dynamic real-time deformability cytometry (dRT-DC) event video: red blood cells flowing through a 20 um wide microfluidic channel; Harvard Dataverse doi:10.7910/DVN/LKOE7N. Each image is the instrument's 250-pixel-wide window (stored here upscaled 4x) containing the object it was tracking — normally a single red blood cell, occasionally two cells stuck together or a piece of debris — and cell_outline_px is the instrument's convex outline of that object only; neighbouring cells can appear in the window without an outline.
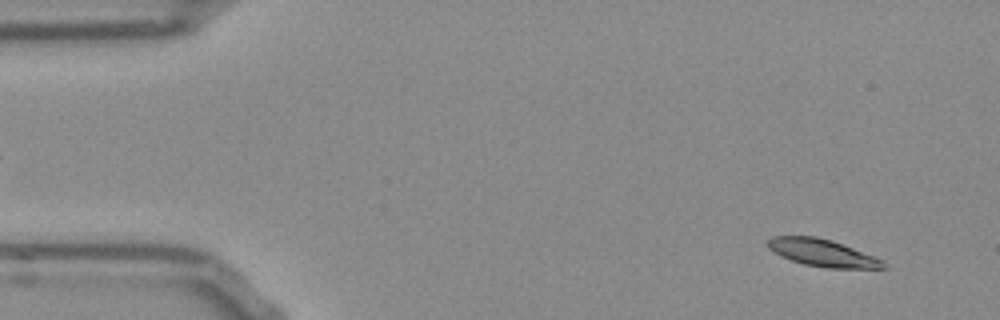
{"species": "Egyptian fruit bat (a non-hibernating species)", "species_latin": "Rousettus aegyptiacus", "temperature_condition": "room temperature", "stored_images_in_passage": 52, "camera_frame_rate_fps": 3000, "um_per_image_px": 0.085, "frame": {"image": 1, "passage_image": 3, "time_ms": 0.667, "image_size_px": [1000, 320], "cell_outline_px": [[888, 268], [828, 268], [804, 264], [780, 256], [768, 248], [764, 244], [764, 240], [772, 236], [816, 236], [832, 240], [884, 260]], "centroid_in_image_um": [69.86, 21.48], "position_along_channel_um": 15.1, "area_um2": 18.5}}
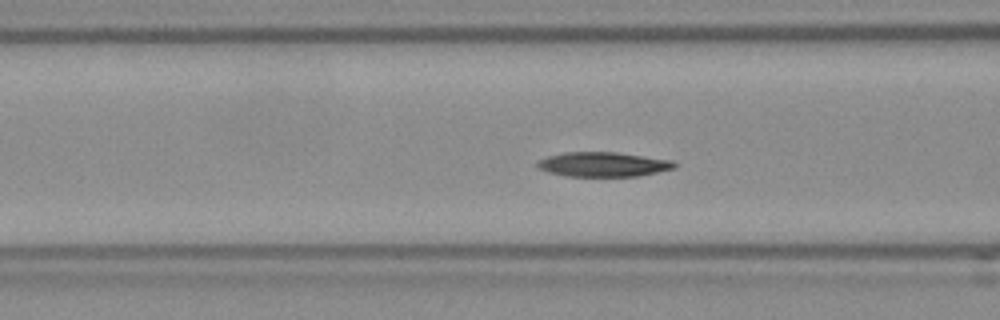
{"frame": {"image": 2, "passage_image": 19, "time_ms": 6.0, "image_size_px": [1000, 320], "cell_outline_px": [[676, 168], [640, 176], [564, 176], [548, 172], [536, 168], [536, 164], [540, 160], [548, 156], [564, 152], [616, 152], [672, 160], [676, 164]], "centroid_in_image_um": [51.26, 13.97], "position_along_channel_um": 115.3, "area_um2": 19.71}}
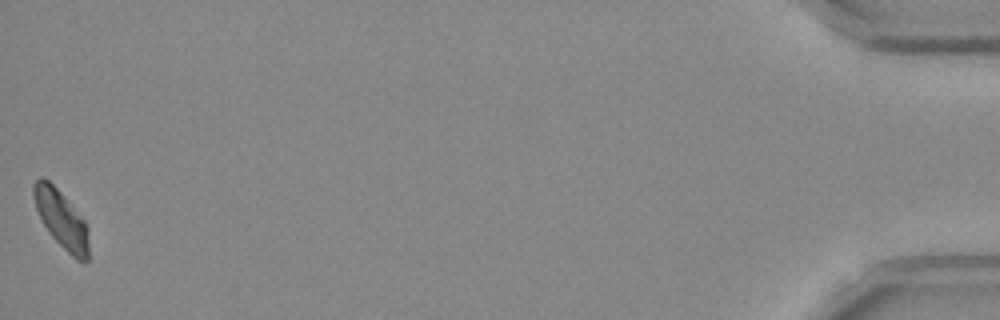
{"frame": {"image": 3, "passage_image": 52, "time_ms": 17.0, "image_size_px": [1000, 320], "cell_outline_px": [[88, 260], [76, 260], [48, 232], [36, 208], [32, 192], [32, 184], [40, 176], [48, 180], [60, 192], [84, 220], [88, 228]], "centroid_in_image_um": [5.2, 18.61], "position_along_channel_um": 430.0, "area_um2": 18.15}, "authors_computed_cell_mechanics": {"area_um2": 19.6231, "velocity_mm_per_s": 3.7847, "shape_relaxation_time_tau1_ms": 4.2281, "shape_relaxation_time_tau2_ms": 7.1519, "deformation_change_tau1": 0.1223, "deformation_change_tau2": 0.1001}}